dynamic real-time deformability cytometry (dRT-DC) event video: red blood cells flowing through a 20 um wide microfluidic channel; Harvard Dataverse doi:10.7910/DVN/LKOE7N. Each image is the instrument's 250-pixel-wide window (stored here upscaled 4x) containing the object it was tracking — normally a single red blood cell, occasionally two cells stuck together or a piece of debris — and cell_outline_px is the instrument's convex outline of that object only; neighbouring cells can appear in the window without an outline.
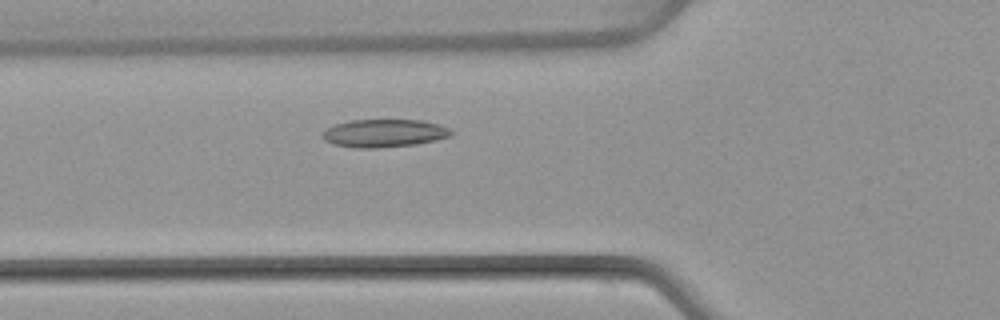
{"species": "common noctule bat (a hibernating species)", "species_latin": "Nyctalus noctula", "temperature_condition": "warm", "stored_images_in_passage": 45, "camera_frame_rate_fps": 3000, "um_per_image_px": 0.085, "animal": {"sex": "female", "body_mass_g": 22.7, "forearm_length_mm": 54.2}, "frame": {"image": 1, "passage_image": 12, "time_ms": 3.667, "image_size_px": [1000, 320], "cell_outline_px": [[452, 136], [436, 140], [416, 144], [376, 148], [356, 148], [332, 144], [324, 140], [320, 136], [320, 132], [336, 124], [352, 120], [420, 120], [440, 124], [448, 128], [452, 132]], "centroid_in_image_um": [32.63, 11.33], "position_along_channel_um": 93.2, "area_um2": 21.04}}
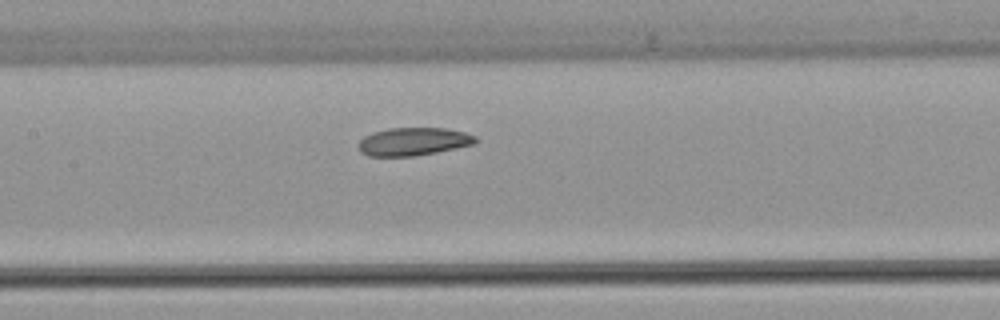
{"frame": {"image": 2, "passage_image": 18, "time_ms": 5.667, "image_size_px": [1000, 320], "cell_outline_px": [[476, 144], [416, 156], [368, 156], [360, 152], [360, 140], [364, 136], [372, 132], [388, 128], [444, 128], [464, 132], [476, 136]], "centroid_in_image_um": [35.14, 12.03], "position_along_channel_um": 172.3, "area_um2": 19.07}}
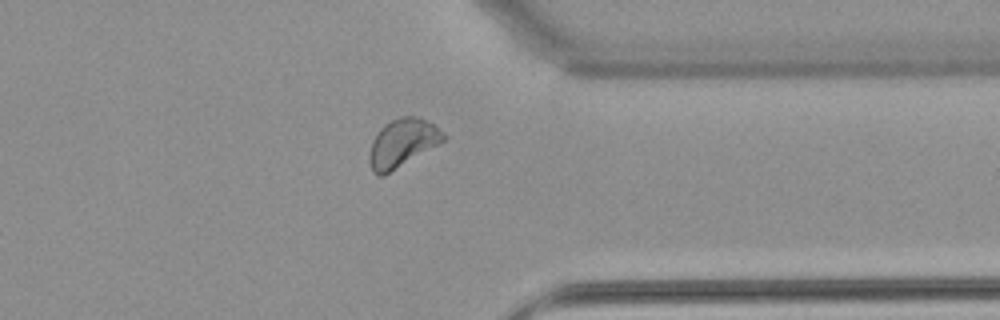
{"frame": {"image": 3, "passage_image": 34, "time_ms": 11.0, "image_size_px": [1000, 320], "cell_outline_px": [[448, 136], [444, 140], [384, 176], [380, 176], [372, 172], [368, 156], [372, 140], [380, 128], [384, 124], [400, 116], [420, 116], [444, 132]], "centroid_in_image_um": [34.18, 12.14], "position_along_channel_um": 377.2, "area_um2": 20.69}, "authors_computed_cell_mechanics": {"area_um2": 20.1722, "velocity_mm_per_s": 3.9438, "shape_relaxation_time_tau1_ms": 4.1764, "shape_relaxation_time_tau2_ms": 5.8584, "deformation_change_tau1": 0.0764, "deformation_change_tau2": 0.1087}}